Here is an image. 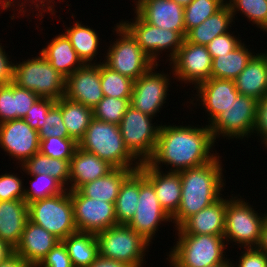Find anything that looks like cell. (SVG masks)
I'll return each mask as SVG.
<instances>
[{"mask_svg":"<svg viewBox=\"0 0 267 267\" xmlns=\"http://www.w3.org/2000/svg\"><path fill=\"white\" fill-rule=\"evenodd\" d=\"M135 11L145 22L158 28L178 31L184 38V6L171 0H133Z\"/></svg>","mask_w":267,"mask_h":267,"instance_id":"20","label":"cell"},{"mask_svg":"<svg viewBox=\"0 0 267 267\" xmlns=\"http://www.w3.org/2000/svg\"><path fill=\"white\" fill-rule=\"evenodd\" d=\"M131 98H115L104 96L93 108V118L119 125L130 106Z\"/></svg>","mask_w":267,"mask_h":267,"instance_id":"41","label":"cell"},{"mask_svg":"<svg viewBox=\"0 0 267 267\" xmlns=\"http://www.w3.org/2000/svg\"><path fill=\"white\" fill-rule=\"evenodd\" d=\"M172 222V218L165 212L156 196L153 185L139 170V197L136 212L128 226L152 244L157 236L159 226ZM156 234V235H155Z\"/></svg>","mask_w":267,"mask_h":267,"instance_id":"14","label":"cell"},{"mask_svg":"<svg viewBox=\"0 0 267 267\" xmlns=\"http://www.w3.org/2000/svg\"><path fill=\"white\" fill-rule=\"evenodd\" d=\"M247 48L242 42L227 55H220L213 58L211 77L219 79L234 80L247 66L248 62L256 54L254 50Z\"/></svg>","mask_w":267,"mask_h":267,"instance_id":"31","label":"cell"},{"mask_svg":"<svg viewBox=\"0 0 267 267\" xmlns=\"http://www.w3.org/2000/svg\"><path fill=\"white\" fill-rule=\"evenodd\" d=\"M234 83L239 95L250 96L257 101L267 94L266 51L257 52Z\"/></svg>","mask_w":267,"mask_h":267,"instance_id":"26","label":"cell"},{"mask_svg":"<svg viewBox=\"0 0 267 267\" xmlns=\"http://www.w3.org/2000/svg\"><path fill=\"white\" fill-rule=\"evenodd\" d=\"M95 235L99 255L132 267L145 265L146 252H149L151 244L128 225H115Z\"/></svg>","mask_w":267,"mask_h":267,"instance_id":"8","label":"cell"},{"mask_svg":"<svg viewBox=\"0 0 267 267\" xmlns=\"http://www.w3.org/2000/svg\"><path fill=\"white\" fill-rule=\"evenodd\" d=\"M1 41V40H0ZM5 46L0 43V84H9L13 80V65L10 55L5 51ZM11 60V61H9Z\"/></svg>","mask_w":267,"mask_h":267,"instance_id":"52","label":"cell"},{"mask_svg":"<svg viewBox=\"0 0 267 267\" xmlns=\"http://www.w3.org/2000/svg\"><path fill=\"white\" fill-rule=\"evenodd\" d=\"M17 119L16 111V84L0 85V124Z\"/></svg>","mask_w":267,"mask_h":267,"instance_id":"45","label":"cell"},{"mask_svg":"<svg viewBox=\"0 0 267 267\" xmlns=\"http://www.w3.org/2000/svg\"><path fill=\"white\" fill-rule=\"evenodd\" d=\"M57 1L59 2V4L61 2H65L64 0H62V1L61 0H57ZM27 6L29 8H31V9H29V8L26 9ZM55 6L57 7V5H56L54 0H0V10L1 11H3V10L4 11L5 10L8 11V9L10 11V9H12L11 11H13V14L10 16V18L12 20H15V17L19 18L21 16H22V18H23V16H25V17H28V19H30L29 18V16H30L29 13H32V15H33L34 12L36 11L37 13L35 14V17L40 20L39 22H41V24H42L43 18L45 17V15L43 13H46V14L49 13V14H51V16L54 14L53 16L55 17L56 12H58V11L55 10ZM15 7H16V10H15ZM15 11L16 12L18 11V13H17L18 16H17L16 13H14ZM26 13L28 15H24Z\"/></svg>","mask_w":267,"mask_h":267,"instance_id":"36","label":"cell"},{"mask_svg":"<svg viewBox=\"0 0 267 267\" xmlns=\"http://www.w3.org/2000/svg\"><path fill=\"white\" fill-rule=\"evenodd\" d=\"M235 35L234 31L227 32L215 37L208 45H206L212 58L220 55H227L242 43L241 37Z\"/></svg>","mask_w":267,"mask_h":267,"instance_id":"46","label":"cell"},{"mask_svg":"<svg viewBox=\"0 0 267 267\" xmlns=\"http://www.w3.org/2000/svg\"><path fill=\"white\" fill-rule=\"evenodd\" d=\"M240 256L233 267H267V255L256 248H240ZM235 264V265H234Z\"/></svg>","mask_w":267,"mask_h":267,"instance_id":"49","label":"cell"},{"mask_svg":"<svg viewBox=\"0 0 267 267\" xmlns=\"http://www.w3.org/2000/svg\"><path fill=\"white\" fill-rule=\"evenodd\" d=\"M39 139H45L49 137L70 138L68 130L64 125L61 109L54 104L46 119L42 122V128L38 131Z\"/></svg>","mask_w":267,"mask_h":267,"instance_id":"43","label":"cell"},{"mask_svg":"<svg viewBox=\"0 0 267 267\" xmlns=\"http://www.w3.org/2000/svg\"><path fill=\"white\" fill-rule=\"evenodd\" d=\"M227 197L224 195L212 205L189 217L180 228L186 234H207L223 236Z\"/></svg>","mask_w":267,"mask_h":267,"instance_id":"24","label":"cell"},{"mask_svg":"<svg viewBox=\"0 0 267 267\" xmlns=\"http://www.w3.org/2000/svg\"><path fill=\"white\" fill-rule=\"evenodd\" d=\"M225 4L226 2L224 0H193L189 5L184 7L186 33L215 14Z\"/></svg>","mask_w":267,"mask_h":267,"instance_id":"40","label":"cell"},{"mask_svg":"<svg viewBox=\"0 0 267 267\" xmlns=\"http://www.w3.org/2000/svg\"><path fill=\"white\" fill-rule=\"evenodd\" d=\"M162 124L153 156L147 161L152 167L163 170L165 165L169 172H179L209 163L219 154L209 125Z\"/></svg>","mask_w":267,"mask_h":267,"instance_id":"1","label":"cell"},{"mask_svg":"<svg viewBox=\"0 0 267 267\" xmlns=\"http://www.w3.org/2000/svg\"><path fill=\"white\" fill-rule=\"evenodd\" d=\"M40 52L65 78L84 65L64 32L53 37Z\"/></svg>","mask_w":267,"mask_h":267,"instance_id":"27","label":"cell"},{"mask_svg":"<svg viewBox=\"0 0 267 267\" xmlns=\"http://www.w3.org/2000/svg\"><path fill=\"white\" fill-rule=\"evenodd\" d=\"M136 14V15H135ZM131 21L120 20L121 24L136 39L143 52L155 63L161 61V54L166 53V61L169 62L176 56L182 46L184 37L178 32L158 28L145 22L135 11ZM167 50V51H166ZM163 51V52H162ZM169 53V54H168ZM161 55V56H160ZM159 59V60H158Z\"/></svg>","mask_w":267,"mask_h":267,"instance_id":"11","label":"cell"},{"mask_svg":"<svg viewBox=\"0 0 267 267\" xmlns=\"http://www.w3.org/2000/svg\"><path fill=\"white\" fill-rule=\"evenodd\" d=\"M39 56L29 58L13 65V80L17 86L33 91L41 98L59 100L65 95L66 78L38 52Z\"/></svg>","mask_w":267,"mask_h":267,"instance_id":"6","label":"cell"},{"mask_svg":"<svg viewBox=\"0 0 267 267\" xmlns=\"http://www.w3.org/2000/svg\"><path fill=\"white\" fill-rule=\"evenodd\" d=\"M221 158L218 154L209 163L179 171L182 190L178 211L172 217L174 229L179 228L189 217L223 196L226 180Z\"/></svg>","mask_w":267,"mask_h":267,"instance_id":"2","label":"cell"},{"mask_svg":"<svg viewBox=\"0 0 267 267\" xmlns=\"http://www.w3.org/2000/svg\"><path fill=\"white\" fill-rule=\"evenodd\" d=\"M70 195L78 232L97 234L118 225L114 203L83 196L78 190L70 191Z\"/></svg>","mask_w":267,"mask_h":267,"instance_id":"16","label":"cell"},{"mask_svg":"<svg viewBox=\"0 0 267 267\" xmlns=\"http://www.w3.org/2000/svg\"><path fill=\"white\" fill-rule=\"evenodd\" d=\"M28 220V204L24 200L0 201V239L14 249L21 240Z\"/></svg>","mask_w":267,"mask_h":267,"instance_id":"25","label":"cell"},{"mask_svg":"<svg viewBox=\"0 0 267 267\" xmlns=\"http://www.w3.org/2000/svg\"><path fill=\"white\" fill-rule=\"evenodd\" d=\"M153 185L160 205L172 218L178 211L181 201V178L179 172H169L152 167L148 162L138 168Z\"/></svg>","mask_w":267,"mask_h":267,"instance_id":"21","label":"cell"},{"mask_svg":"<svg viewBox=\"0 0 267 267\" xmlns=\"http://www.w3.org/2000/svg\"><path fill=\"white\" fill-rule=\"evenodd\" d=\"M229 5L233 19L240 13L243 17L247 18L248 22H252L263 32L267 34V0H229Z\"/></svg>","mask_w":267,"mask_h":267,"instance_id":"38","label":"cell"},{"mask_svg":"<svg viewBox=\"0 0 267 267\" xmlns=\"http://www.w3.org/2000/svg\"><path fill=\"white\" fill-rule=\"evenodd\" d=\"M17 167H20L22 169L20 172L22 174L24 172L26 175H50L69 190L70 160L51 158L38 152Z\"/></svg>","mask_w":267,"mask_h":267,"instance_id":"33","label":"cell"},{"mask_svg":"<svg viewBox=\"0 0 267 267\" xmlns=\"http://www.w3.org/2000/svg\"><path fill=\"white\" fill-rule=\"evenodd\" d=\"M88 267H132L129 264L98 255Z\"/></svg>","mask_w":267,"mask_h":267,"instance_id":"53","label":"cell"},{"mask_svg":"<svg viewBox=\"0 0 267 267\" xmlns=\"http://www.w3.org/2000/svg\"><path fill=\"white\" fill-rule=\"evenodd\" d=\"M211 267H233V261L232 259H227L225 262L211 266Z\"/></svg>","mask_w":267,"mask_h":267,"instance_id":"57","label":"cell"},{"mask_svg":"<svg viewBox=\"0 0 267 267\" xmlns=\"http://www.w3.org/2000/svg\"><path fill=\"white\" fill-rule=\"evenodd\" d=\"M14 254V248L0 239V264Z\"/></svg>","mask_w":267,"mask_h":267,"instance_id":"55","label":"cell"},{"mask_svg":"<svg viewBox=\"0 0 267 267\" xmlns=\"http://www.w3.org/2000/svg\"><path fill=\"white\" fill-rule=\"evenodd\" d=\"M100 84L104 96L115 98H131L134 80L111 70L103 62L100 63Z\"/></svg>","mask_w":267,"mask_h":267,"instance_id":"37","label":"cell"},{"mask_svg":"<svg viewBox=\"0 0 267 267\" xmlns=\"http://www.w3.org/2000/svg\"><path fill=\"white\" fill-rule=\"evenodd\" d=\"M78 147L94 153L114 168H139L141 163L126 148L119 125L93 118Z\"/></svg>","mask_w":267,"mask_h":267,"instance_id":"4","label":"cell"},{"mask_svg":"<svg viewBox=\"0 0 267 267\" xmlns=\"http://www.w3.org/2000/svg\"><path fill=\"white\" fill-rule=\"evenodd\" d=\"M213 58L204 45L189 43L185 39L176 56L169 62L174 79L193 88L211 78ZM191 83V84H190Z\"/></svg>","mask_w":267,"mask_h":267,"instance_id":"15","label":"cell"},{"mask_svg":"<svg viewBox=\"0 0 267 267\" xmlns=\"http://www.w3.org/2000/svg\"><path fill=\"white\" fill-rule=\"evenodd\" d=\"M37 267H73L64 243L59 241Z\"/></svg>","mask_w":267,"mask_h":267,"instance_id":"48","label":"cell"},{"mask_svg":"<svg viewBox=\"0 0 267 267\" xmlns=\"http://www.w3.org/2000/svg\"><path fill=\"white\" fill-rule=\"evenodd\" d=\"M56 103L52 98H39L27 112L24 120L36 131L42 128V122L46 119L50 108Z\"/></svg>","mask_w":267,"mask_h":267,"instance_id":"47","label":"cell"},{"mask_svg":"<svg viewBox=\"0 0 267 267\" xmlns=\"http://www.w3.org/2000/svg\"><path fill=\"white\" fill-rule=\"evenodd\" d=\"M64 33L69 38L74 50L76 51L78 57L82 60L84 64H98L101 63L102 59L98 62L97 56L99 53L100 39L99 33L96 29L90 26L82 24L79 20L74 21L73 25L68 28L65 27ZM95 58V60H94Z\"/></svg>","mask_w":267,"mask_h":267,"instance_id":"30","label":"cell"},{"mask_svg":"<svg viewBox=\"0 0 267 267\" xmlns=\"http://www.w3.org/2000/svg\"><path fill=\"white\" fill-rule=\"evenodd\" d=\"M258 136L260 144L267 149V94L257 102L256 119L253 135Z\"/></svg>","mask_w":267,"mask_h":267,"instance_id":"50","label":"cell"},{"mask_svg":"<svg viewBox=\"0 0 267 267\" xmlns=\"http://www.w3.org/2000/svg\"><path fill=\"white\" fill-rule=\"evenodd\" d=\"M73 267H88L99 255L94 233L76 232L62 240Z\"/></svg>","mask_w":267,"mask_h":267,"instance_id":"34","label":"cell"},{"mask_svg":"<svg viewBox=\"0 0 267 267\" xmlns=\"http://www.w3.org/2000/svg\"><path fill=\"white\" fill-rule=\"evenodd\" d=\"M153 119L130 105L119 124L126 148L140 163L147 162L153 156L157 145L161 123H152Z\"/></svg>","mask_w":267,"mask_h":267,"instance_id":"10","label":"cell"},{"mask_svg":"<svg viewBox=\"0 0 267 267\" xmlns=\"http://www.w3.org/2000/svg\"><path fill=\"white\" fill-rule=\"evenodd\" d=\"M40 97L33 91L21 88L16 85V111L17 119H24L31 106Z\"/></svg>","mask_w":267,"mask_h":267,"instance_id":"51","label":"cell"},{"mask_svg":"<svg viewBox=\"0 0 267 267\" xmlns=\"http://www.w3.org/2000/svg\"><path fill=\"white\" fill-rule=\"evenodd\" d=\"M175 230L177 241L166 254L170 267H211L228 259L224 236L186 234L180 227Z\"/></svg>","mask_w":267,"mask_h":267,"instance_id":"3","label":"cell"},{"mask_svg":"<svg viewBox=\"0 0 267 267\" xmlns=\"http://www.w3.org/2000/svg\"><path fill=\"white\" fill-rule=\"evenodd\" d=\"M55 104L61 109L69 137L79 142L93 119V109L66 97L56 100Z\"/></svg>","mask_w":267,"mask_h":267,"instance_id":"32","label":"cell"},{"mask_svg":"<svg viewBox=\"0 0 267 267\" xmlns=\"http://www.w3.org/2000/svg\"><path fill=\"white\" fill-rule=\"evenodd\" d=\"M60 240L42 226L27 220L19 244L14 253L34 267H37L47 253Z\"/></svg>","mask_w":267,"mask_h":267,"instance_id":"22","label":"cell"},{"mask_svg":"<svg viewBox=\"0 0 267 267\" xmlns=\"http://www.w3.org/2000/svg\"><path fill=\"white\" fill-rule=\"evenodd\" d=\"M115 25L113 34L116 33V41H109L108 49L103 48L106 51L102 53V57L105 55L102 62L111 70L135 81L155 63L143 52L136 39L120 21Z\"/></svg>","mask_w":267,"mask_h":267,"instance_id":"7","label":"cell"},{"mask_svg":"<svg viewBox=\"0 0 267 267\" xmlns=\"http://www.w3.org/2000/svg\"><path fill=\"white\" fill-rule=\"evenodd\" d=\"M266 67H267V51H266Z\"/></svg>","mask_w":267,"mask_h":267,"instance_id":"59","label":"cell"},{"mask_svg":"<svg viewBox=\"0 0 267 267\" xmlns=\"http://www.w3.org/2000/svg\"><path fill=\"white\" fill-rule=\"evenodd\" d=\"M257 248L267 255V216L261 228V238Z\"/></svg>","mask_w":267,"mask_h":267,"instance_id":"56","label":"cell"},{"mask_svg":"<svg viewBox=\"0 0 267 267\" xmlns=\"http://www.w3.org/2000/svg\"><path fill=\"white\" fill-rule=\"evenodd\" d=\"M257 100L250 96L238 95L235 100L220 113L209 128L214 141L220 137L230 140H245L253 135L256 119Z\"/></svg>","mask_w":267,"mask_h":267,"instance_id":"12","label":"cell"},{"mask_svg":"<svg viewBox=\"0 0 267 267\" xmlns=\"http://www.w3.org/2000/svg\"><path fill=\"white\" fill-rule=\"evenodd\" d=\"M138 168H114L106 176L83 184L77 190L86 197L114 203L123 181Z\"/></svg>","mask_w":267,"mask_h":267,"instance_id":"29","label":"cell"},{"mask_svg":"<svg viewBox=\"0 0 267 267\" xmlns=\"http://www.w3.org/2000/svg\"><path fill=\"white\" fill-rule=\"evenodd\" d=\"M2 173L0 175V201L24 200V183L17 173Z\"/></svg>","mask_w":267,"mask_h":267,"instance_id":"44","label":"cell"},{"mask_svg":"<svg viewBox=\"0 0 267 267\" xmlns=\"http://www.w3.org/2000/svg\"><path fill=\"white\" fill-rule=\"evenodd\" d=\"M236 22L226 3L219 11L211 15L198 26L186 33L185 40L198 45H208L215 37L231 31ZM232 25V26H231Z\"/></svg>","mask_w":267,"mask_h":267,"instance_id":"28","label":"cell"},{"mask_svg":"<svg viewBox=\"0 0 267 267\" xmlns=\"http://www.w3.org/2000/svg\"><path fill=\"white\" fill-rule=\"evenodd\" d=\"M159 66L160 64H154L146 73L134 81L130 101V105L135 109L152 117H157L161 108L165 107L164 104L167 103V97L170 95L168 91H171L168 88L172 86L170 79H174L172 70L169 74L168 72L166 74L161 70H156Z\"/></svg>","mask_w":267,"mask_h":267,"instance_id":"13","label":"cell"},{"mask_svg":"<svg viewBox=\"0 0 267 267\" xmlns=\"http://www.w3.org/2000/svg\"><path fill=\"white\" fill-rule=\"evenodd\" d=\"M78 142L73 138L49 137L40 139L39 152L51 157L62 160H71Z\"/></svg>","mask_w":267,"mask_h":267,"instance_id":"42","label":"cell"},{"mask_svg":"<svg viewBox=\"0 0 267 267\" xmlns=\"http://www.w3.org/2000/svg\"><path fill=\"white\" fill-rule=\"evenodd\" d=\"M64 97L93 109L104 97L100 84V63L84 64L68 76Z\"/></svg>","mask_w":267,"mask_h":267,"instance_id":"19","label":"cell"},{"mask_svg":"<svg viewBox=\"0 0 267 267\" xmlns=\"http://www.w3.org/2000/svg\"><path fill=\"white\" fill-rule=\"evenodd\" d=\"M113 169L107 161L78 147L70 160L69 191L104 177Z\"/></svg>","mask_w":267,"mask_h":267,"instance_id":"23","label":"cell"},{"mask_svg":"<svg viewBox=\"0 0 267 267\" xmlns=\"http://www.w3.org/2000/svg\"><path fill=\"white\" fill-rule=\"evenodd\" d=\"M28 219L60 241L78 231L69 190L28 204Z\"/></svg>","mask_w":267,"mask_h":267,"instance_id":"9","label":"cell"},{"mask_svg":"<svg viewBox=\"0 0 267 267\" xmlns=\"http://www.w3.org/2000/svg\"><path fill=\"white\" fill-rule=\"evenodd\" d=\"M139 197V169L134 170L122 183L115 201L118 225H128L136 212Z\"/></svg>","mask_w":267,"mask_h":267,"instance_id":"35","label":"cell"},{"mask_svg":"<svg viewBox=\"0 0 267 267\" xmlns=\"http://www.w3.org/2000/svg\"><path fill=\"white\" fill-rule=\"evenodd\" d=\"M193 90L190 102L192 106H202L205 109V116L209 125L220 113H222L238 97L239 92L236 89L234 80L219 79L211 77L207 81L200 83ZM194 101H198L197 103Z\"/></svg>","mask_w":267,"mask_h":267,"instance_id":"18","label":"cell"},{"mask_svg":"<svg viewBox=\"0 0 267 267\" xmlns=\"http://www.w3.org/2000/svg\"><path fill=\"white\" fill-rule=\"evenodd\" d=\"M30 176V186L24 187V201L30 204L33 201L55 196L65 192L67 189L55 178L46 174L27 175Z\"/></svg>","mask_w":267,"mask_h":267,"instance_id":"39","label":"cell"},{"mask_svg":"<svg viewBox=\"0 0 267 267\" xmlns=\"http://www.w3.org/2000/svg\"><path fill=\"white\" fill-rule=\"evenodd\" d=\"M238 195L227 196V209L225 213L224 238L227 247L234 243L238 248H256L261 238V228L267 216L258 213L253 204ZM239 197V198H238Z\"/></svg>","mask_w":267,"mask_h":267,"instance_id":"5","label":"cell"},{"mask_svg":"<svg viewBox=\"0 0 267 267\" xmlns=\"http://www.w3.org/2000/svg\"><path fill=\"white\" fill-rule=\"evenodd\" d=\"M0 267H34L24 259L20 258L17 254H13L6 261L0 264Z\"/></svg>","mask_w":267,"mask_h":267,"instance_id":"54","label":"cell"},{"mask_svg":"<svg viewBox=\"0 0 267 267\" xmlns=\"http://www.w3.org/2000/svg\"><path fill=\"white\" fill-rule=\"evenodd\" d=\"M171 1H174L177 4L185 7V6L189 5L193 0H171Z\"/></svg>","mask_w":267,"mask_h":267,"instance_id":"58","label":"cell"},{"mask_svg":"<svg viewBox=\"0 0 267 267\" xmlns=\"http://www.w3.org/2000/svg\"><path fill=\"white\" fill-rule=\"evenodd\" d=\"M39 133L24 119H14L0 124V148L21 166L39 152Z\"/></svg>","mask_w":267,"mask_h":267,"instance_id":"17","label":"cell"}]
</instances>
